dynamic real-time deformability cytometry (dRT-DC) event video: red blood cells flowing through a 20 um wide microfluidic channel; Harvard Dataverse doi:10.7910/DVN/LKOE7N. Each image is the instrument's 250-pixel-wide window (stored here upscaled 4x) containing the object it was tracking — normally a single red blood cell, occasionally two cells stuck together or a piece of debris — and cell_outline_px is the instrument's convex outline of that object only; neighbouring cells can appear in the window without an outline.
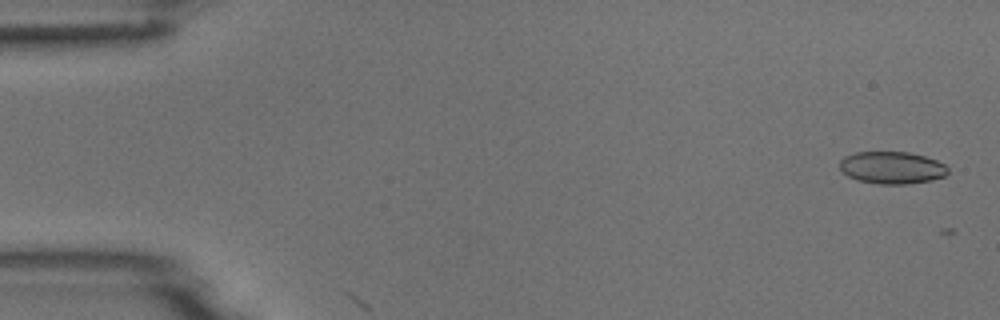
{"species": "common noctule bat (a hibernating species)", "species_latin": "Nyctalus noctula", "temperature_condition": "room temperature", "stored_images_in_passage": 5, "camera_frame_rate_fps": 3000, "um_per_image_px": 0.085, "animal": {"sex": "male", "body_mass_g": 18.8}, "frame": {"image": 1, "passage_image": 1, "time_ms": 0.0, "image_size_px": [1000, 320], "cell_outline_px": [[948, 172], [944, 176], [932, 180], [908, 184], [880, 184], [856, 180], [848, 176], [840, 168], [840, 160], [844, 156], [856, 152], [908, 152], [924, 156], [936, 160], [944, 164], [948, 168]], "centroid_in_image_um": [75.81, 14.25], "position_along_channel_um": 9.2, "area_um2": 20.35}}